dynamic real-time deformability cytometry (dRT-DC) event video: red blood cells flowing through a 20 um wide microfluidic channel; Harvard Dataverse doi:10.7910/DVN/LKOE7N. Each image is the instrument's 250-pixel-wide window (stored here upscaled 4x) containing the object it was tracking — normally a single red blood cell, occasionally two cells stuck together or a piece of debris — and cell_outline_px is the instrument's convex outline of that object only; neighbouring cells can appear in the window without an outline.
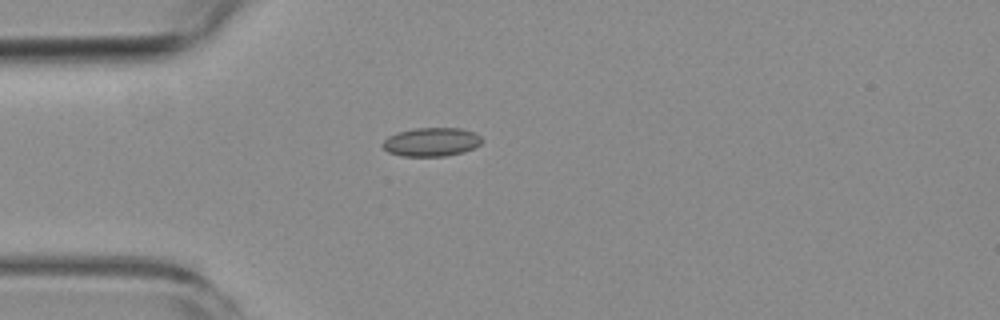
{"species": "common noctule bat (a hibernating species)", "species_latin": "Nyctalus noctula", "temperature_condition": "room temperature", "stored_images_in_passage": 2, "camera_frame_rate_fps": 3000, "um_per_image_px": 0.085, "animal": {"sex": "female", "body_mass_g": 19.3, "forearm_length_mm": 54.1}, "frame": {"image": 1, "passage_image": 1, "time_ms": 0.0, "image_size_px": [1000, 320], "cell_outline_px": [[484, 140], [476, 148], [464, 152], [444, 156], [400, 156], [388, 152], [380, 144], [388, 136], [396, 132], [416, 128], [460, 128], [476, 132]], "centroid_in_image_um": [36.69, 12.06], "position_along_channel_um": 48.3, "area_um2": 16.88}}